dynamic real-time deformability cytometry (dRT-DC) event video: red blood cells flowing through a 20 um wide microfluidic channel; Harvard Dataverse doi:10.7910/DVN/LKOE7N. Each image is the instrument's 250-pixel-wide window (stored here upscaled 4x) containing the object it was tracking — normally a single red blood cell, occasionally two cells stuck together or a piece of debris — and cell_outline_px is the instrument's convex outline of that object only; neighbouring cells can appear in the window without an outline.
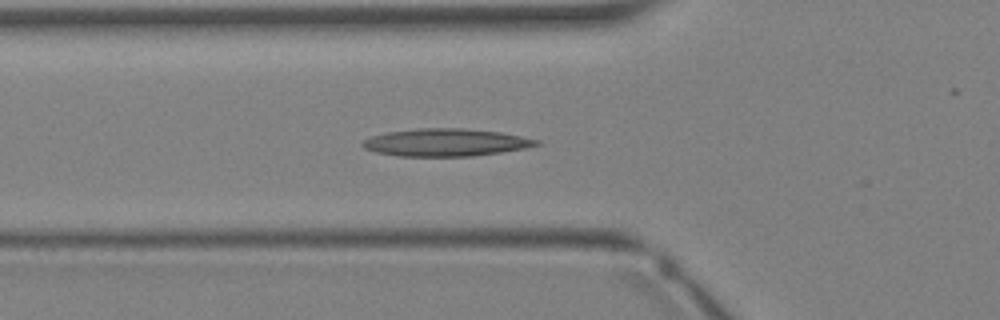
{"species": "Egyptian fruit bat (a non-hibernating species)", "species_latin": "Rousettus aegyptiacus", "temperature_condition": "warm", "stored_images_in_passage": 28, "segment_of_instrument_passage": [1, 2], "camera_frame_rate_fps": 3000, "um_per_image_px": 0.085, "animal": {"sex": "female"}, "frame": {"image": 1, "passage_image": 5, "time_ms": 1.333, "image_size_px": [1000, 320], "cell_outline_px": [[540, 144], [524, 148], [500, 152], [472, 156], [400, 156], [376, 152], [364, 148], [360, 144], [364, 140], [372, 136], [388, 132], [416, 128], [464, 128], [500, 132], [540, 140]], "centroid_in_image_um": [37.87, 12.1], "position_along_channel_um": 87.9, "area_um2": 27.74}}
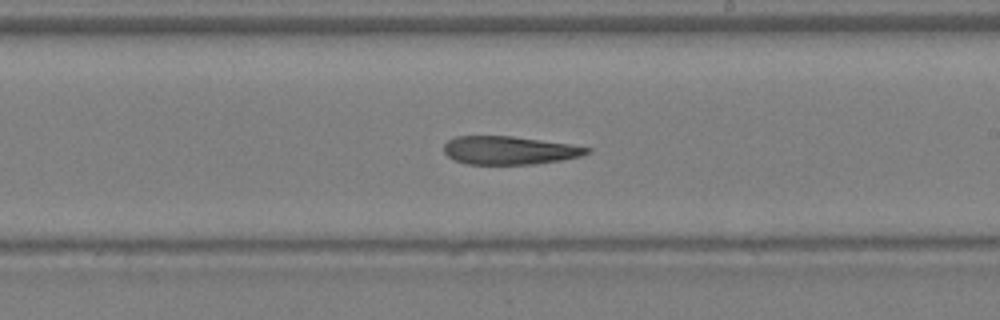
{"frame": {"image": 2, "passage_image": 13, "time_ms": 4.0, "image_size_px": [1000, 320], "cell_outline_px": [[592, 148], [588, 152], [580, 156], [560, 160], [532, 164], [468, 164], [456, 160], [448, 156], [444, 152], [444, 144], [448, 140], [456, 136], [512, 136], [568, 144]], "centroid_in_image_um": [43.25, 12.77], "position_along_channel_um": 245.7, "area_um2": 23.24}}
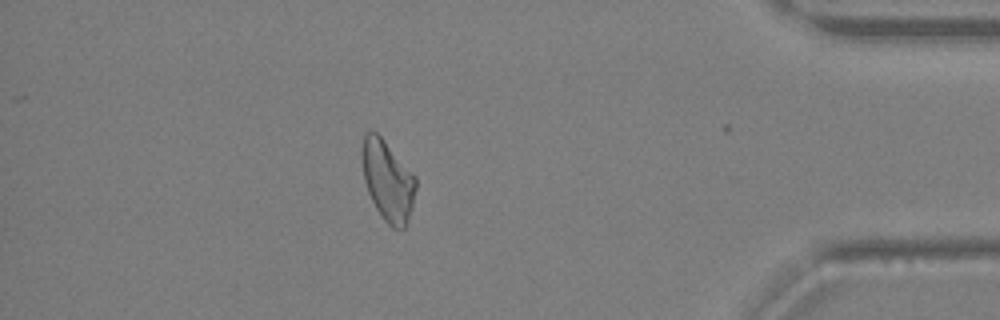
{"frame": {"image": 3, "passage_image": 23, "time_ms": 7.333, "image_size_px": [1000, 320], "cell_outline_px": [[416, 188], [408, 220], [404, 228], [392, 228], [384, 220], [376, 208], [368, 192], [364, 180], [360, 156], [360, 148], [364, 132], [376, 132], [384, 140], [416, 176]], "centroid_in_image_um": [32.92, 15.32], "position_along_channel_um": 402.3, "area_um2": 25.26}}